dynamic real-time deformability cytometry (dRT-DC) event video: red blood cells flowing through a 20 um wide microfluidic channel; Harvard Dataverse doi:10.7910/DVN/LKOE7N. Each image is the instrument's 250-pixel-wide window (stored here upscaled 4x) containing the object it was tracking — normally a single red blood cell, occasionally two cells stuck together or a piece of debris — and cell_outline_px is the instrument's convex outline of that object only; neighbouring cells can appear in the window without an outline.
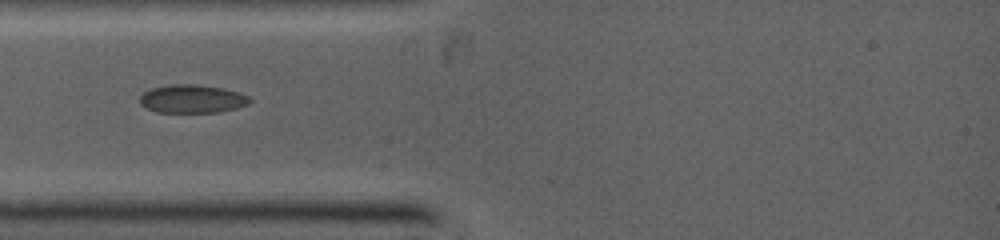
{"species": "common noctule bat (a hibernating species)", "species_latin": "Nyctalus noctula", "temperature_condition": "warm", "stored_images_in_passage": 6, "camera_frame_rate_fps": 5000, "um_per_image_px": 0.085, "animal": {"sex": "female", "body_mass_g": 19.0, "forearm_length_mm": 53.3}, "frame": {"image": 1, "passage_image": 1, "time_ms": 0.0, "image_size_px": [1000, 240], "cell_outline_px": [[252, 100], [248, 104], [236, 108], [220, 112], [156, 112], [140, 104], [140, 96], [144, 92], [152, 88], [172, 84], [196, 84], [224, 88], [248, 96]], "centroid_in_image_um": [16.33, 8.4], "position_along_channel_um": 68.7, "area_um2": 18.03}}
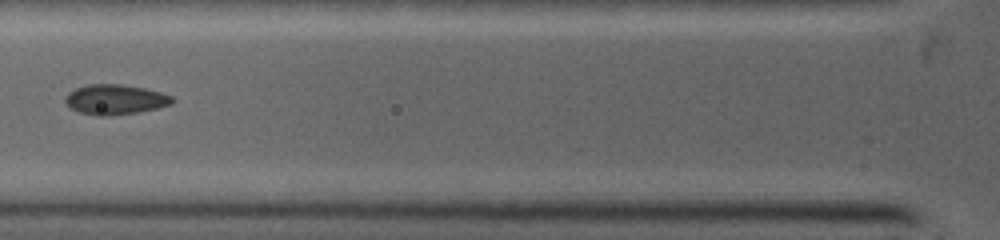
{"frame": {"image": 2, "passage_image": 3, "time_ms": 1.0, "image_size_px": [1000, 240], "cell_outline_px": [[176, 100], [172, 104], [156, 108], [136, 112], [104, 116], [96, 116], [80, 112], [72, 108], [64, 100], [64, 96], [68, 92], [76, 88], [88, 84], [120, 84], [144, 88], [160, 92], [172, 96]], "centroid_in_image_um": [9.79, 8.45], "position_along_channel_um": 116.0, "area_um2": 18.61}}
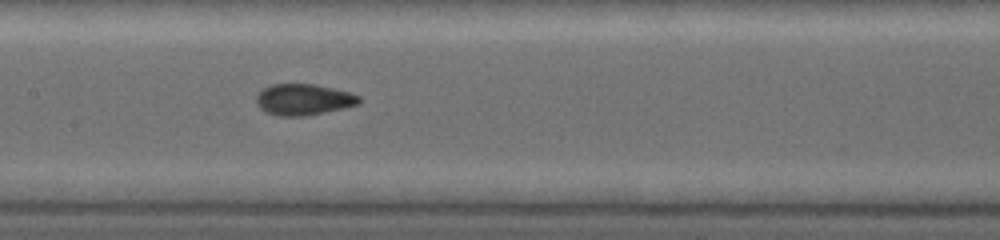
{"frame": {"image": 3, "passage_image": 6, "time_ms": 2.4, "image_size_px": [1000, 240], "cell_outline_px": [[360, 100], [356, 104], [324, 112], [304, 116], [280, 116], [264, 112], [256, 104], [256, 96], [264, 88], [272, 84], [316, 84], [348, 92], [360, 96]], "centroid_in_image_um": [25.74, 8.46], "position_along_channel_um": 181.7, "area_um2": 18.44}}